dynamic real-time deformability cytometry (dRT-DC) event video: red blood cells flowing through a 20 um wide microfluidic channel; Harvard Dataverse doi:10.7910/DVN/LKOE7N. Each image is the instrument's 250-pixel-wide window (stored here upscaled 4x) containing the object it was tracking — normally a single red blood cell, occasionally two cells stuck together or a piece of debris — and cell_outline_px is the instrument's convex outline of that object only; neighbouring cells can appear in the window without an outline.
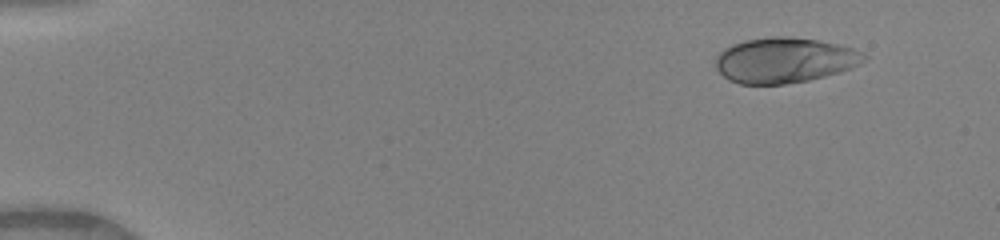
{"species": "human", "species_latin": "Homo sapiens", "temperature_condition": "warm", "stored_images_in_passage": 45, "camera_frame_rate_fps": 3000, "um_per_image_px": 0.085, "donor": {"sex": "female"}, "frame": {"image": 1, "passage_image": 1, "time_ms": 0.0, "image_size_px": [1000, 240], "cell_outline_px": [[868, 56], [864, 60], [840, 72], [808, 80], [784, 84], [740, 84], [728, 80], [716, 68], [716, 56], [724, 48], [732, 44], [744, 40], [772, 36], [788, 36], [816, 40], [836, 44], [852, 48], [864, 52]], "centroid_in_image_um": [66.65, 5.11], "position_along_channel_um": 18.4, "area_um2": 39.02}}
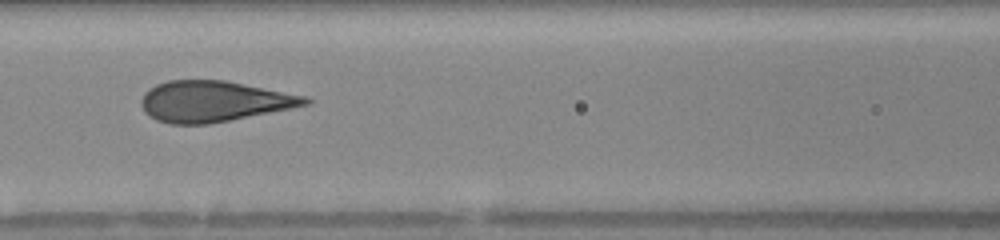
{"frame": {"image": 2, "passage_image": 19, "time_ms": 6.0, "image_size_px": [1000, 240], "cell_outline_px": [[312, 104], [292, 108], [208, 124], [172, 124], [156, 120], [148, 116], [144, 112], [140, 104], [140, 100], [144, 92], [148, 88], [156, 84], [168, 80], [224, 80], [308, 96], [312, 100]], "centroid_in_image_um": [18.16, 8.61], "position_along_channel_um": 148.4, "area_um2": 39.25}}
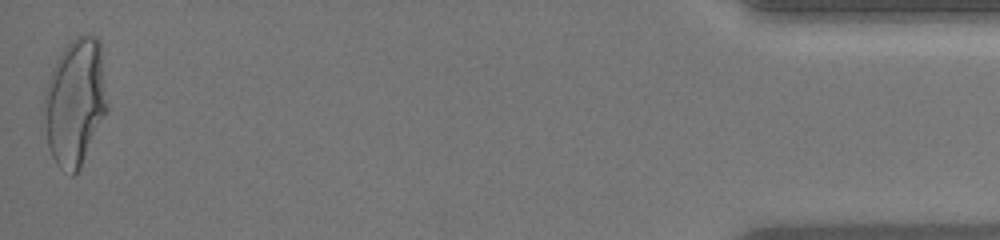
{"frame": {"image": 3, "passage_image": 45, "time_ms": 14.667, "image_size_px": [1000, 240], "cell_outline_px": [[108, 108], [80, 168], [72, 176], [60, 168], [56, 164], [48, 148], [44, 100], [44, 96], [48, 80], [56, 60], [64, 48], [76, 36], [88, 32], [96, 36], [100, 40], [108, 104]], "centroid_in_image_um": [6.41, 8.64], "position_along_channel_um": 428.8, "area_um2": 46.64}, "authors_computed_cell_mechanics": {"area_um2": 39.1884, "velocity_mm_per_s": 4.1421, "shape_relaxation_time_tau1_ms": 5.1304, "shape_relaxation_time_tau2_ms": null, "deformation_change_tau1": 0.2542, "deformation_change_tau2": null}}